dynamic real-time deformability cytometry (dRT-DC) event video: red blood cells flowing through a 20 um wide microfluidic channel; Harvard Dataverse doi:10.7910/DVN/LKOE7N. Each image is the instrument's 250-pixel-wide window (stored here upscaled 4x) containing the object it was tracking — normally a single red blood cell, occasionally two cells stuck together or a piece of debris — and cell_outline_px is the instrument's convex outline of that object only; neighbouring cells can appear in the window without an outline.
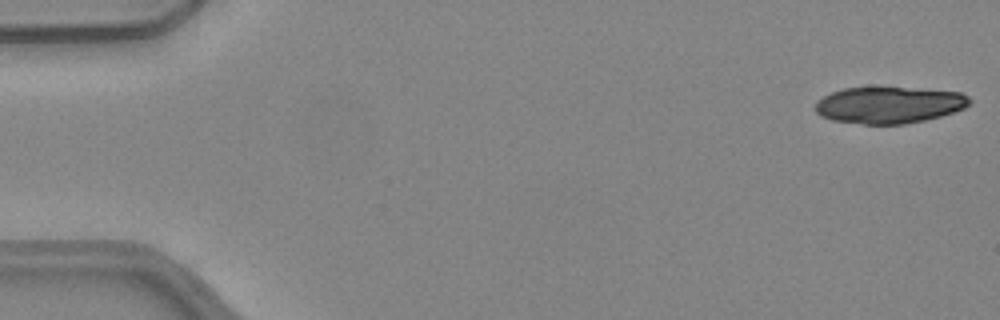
{"species": "common noctule bat (a hibernating species)", "species_latin": "Nyctalus noctula", "temperature_condition": "warm", "stored_images_in_passage": 51, "camera_frame_rate_fps": 3000, "um_per_image_px": 0.085, "animal": {"sex": "female", "body_mass_g": 24.6, "forearm_length_mm": 56.2}, "frame": {"image": 1, "passage_image": 1, "time_ms": 0.0, "image_size_px": [1000, 320], "cell_outline_px": [[972, 100], [964, 108], [940, 116], [924, 120], [904, 124], [864, 124], [832, 120], [820, 116], [816, 112], [816, 100], [832, 92], [844, 88], [880, 84], [960, 92], [968, 96]], "centroid_in_image_um": [75.55, 8.87], "position_along_channel_um": 9.5, "area_um2": 33.87}}
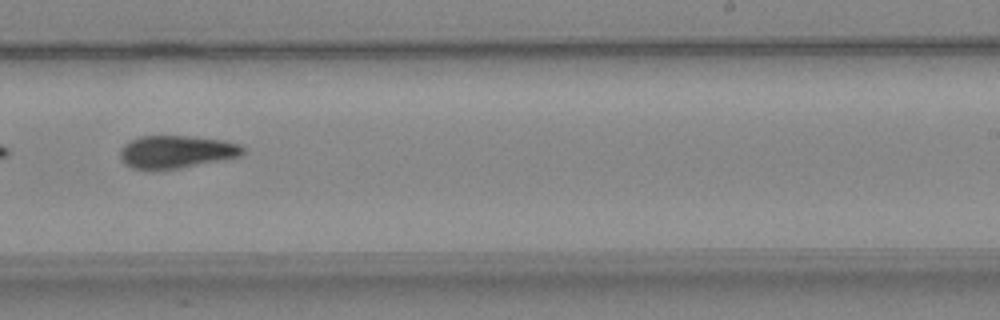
{"frame": {"image": 2, "passage_image": 32, "time_ms": 10.333, "image_size_px": [1000, 320], "cell_outline_px": [[244, 152], [240, 156], [180, 168], [152, 172], [132, 168], [124, 164], [120, 156], [120, 148], [124, 144], [140, 136], [188, 136], [220, 140], [236, 144], [244, 148]], "centroid_in_image_um": [14.9, 12.94], "position_along_channel_um": 274.1, "area_um2": 23.52}}
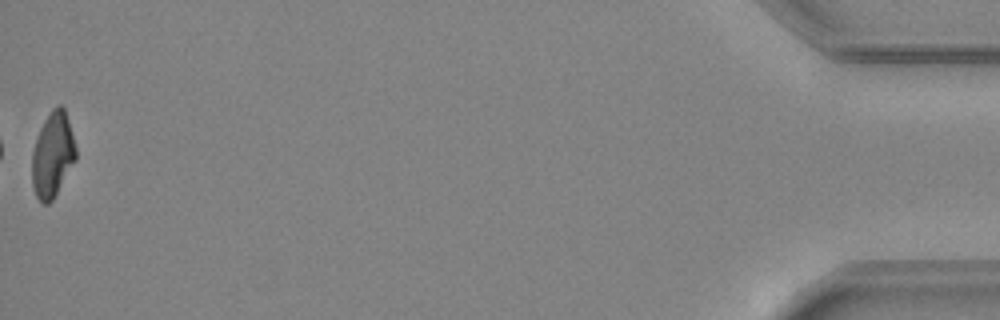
{"frame": {"image": 3, "passage_image": 51, "time_ms": 16.667, "image_size_px": [1000, 320], "cell_outline_px": [[76, 160], [52, 200], [48, 204], [44, 204], [36, 196], [32, 184], [32, 152], [40, 128], [44, 120], [52, 108], [56, 104], [60, 104], [64, 108], [68, 120], [76, 148]], "centroid_in_image_um": [4.47, 13.14], "position_along_channel_um": 430.7, "area_um2": 21.56}, "authors_computed_cell_mechanics": {"area_um2": 24.3338, "velocity_mm_per_s": 4.0382, "shape_relaxation_time_tau1_ms": 6.3844, "shape_relaxation_time_tau2_ms": null, "deformation_change_tau1": 0.1846, "deformation_change_tau2": null}}